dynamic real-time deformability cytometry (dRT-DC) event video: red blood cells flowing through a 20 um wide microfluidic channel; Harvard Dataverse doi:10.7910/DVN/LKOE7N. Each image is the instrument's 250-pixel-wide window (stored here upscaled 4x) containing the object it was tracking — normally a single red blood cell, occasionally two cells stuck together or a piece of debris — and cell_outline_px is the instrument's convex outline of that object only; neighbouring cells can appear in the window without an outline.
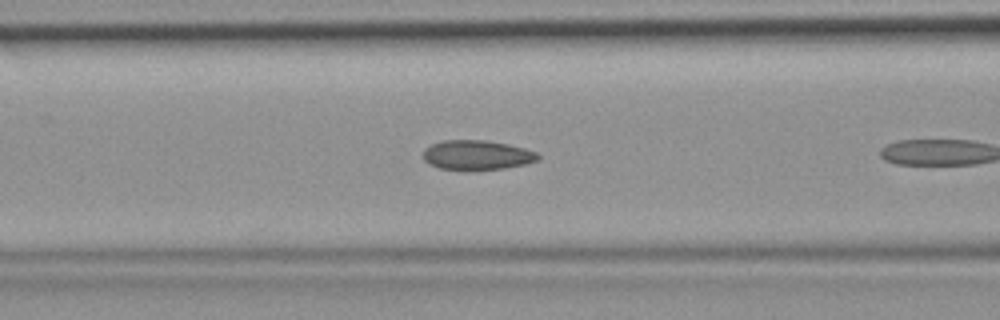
{"species": "common noctule bat (a hibernating species)", "species_latin": "Nyctalus noctula", "temperature_condition": "room temperature", "stored_images_in_passage": 8, "camera_frame_rate_fps": 3000, "um_per_image_px": 0.085, "animal": {"sex": "female", "body_mass_g": 19.9}, "frame": {"image": 1, "passage_image": 7, "time_ms": 2.0, "image_size_px": [1000, 320], "cell_outline_px": [[540, 156], [536, 160], [524, 164], [504, 168], [468, 172], [440, 168], [428, 164], [424, 160], [424, 148], [432, 144], [444, 140], [484, 140], [508, 144], [524, 148], [536, 152]], "centroid_in_image_um": [40.5, 13.2], "position_along_channel_um": 126.1, "area_um2": 20.11}}